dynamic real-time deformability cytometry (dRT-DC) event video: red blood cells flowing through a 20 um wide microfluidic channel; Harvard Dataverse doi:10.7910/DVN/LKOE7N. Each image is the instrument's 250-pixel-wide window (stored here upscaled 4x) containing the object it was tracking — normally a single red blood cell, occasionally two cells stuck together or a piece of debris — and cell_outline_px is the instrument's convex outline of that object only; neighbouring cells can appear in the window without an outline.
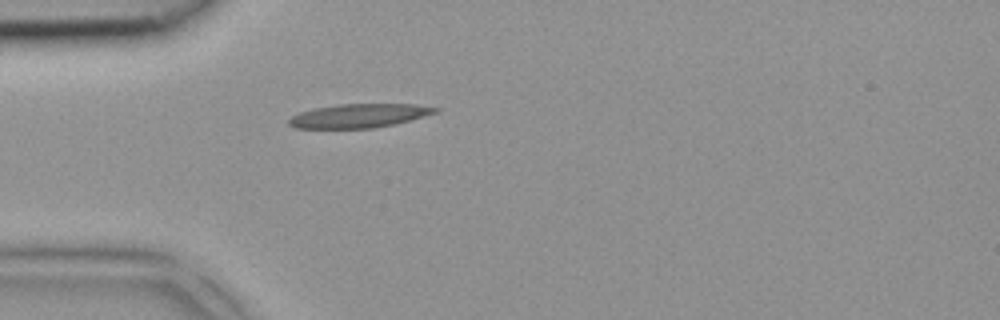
{"species": "common noctule bat (a hibernating species)", "species_latin": "Nyctalus noctula", "temperature_condition": "room temperature", "stored_images_in_passage": 1, "camera_frame_rate_fps": 3000, "um_per_image_px": 0.085, "animal": {"sex": "female", "body_mass_g": 18.4}, "frame": {"image": 1, "passage_image": 1, "time_ms": 0.0, "image_size_px": [1000, 320], "cell_outline_px": [[440, 108], [436, 112], [424, 116], [392, 124], [372, 128], [296, 128], [288, 124], [288, 120], [292, 116], [300, 112], [316, 108], [340, 104], [416, 104]], "centroid_in_image_um": [30.5, 9.83], "position_along_channel_um": 54.5, "area_um2": 20.0}}